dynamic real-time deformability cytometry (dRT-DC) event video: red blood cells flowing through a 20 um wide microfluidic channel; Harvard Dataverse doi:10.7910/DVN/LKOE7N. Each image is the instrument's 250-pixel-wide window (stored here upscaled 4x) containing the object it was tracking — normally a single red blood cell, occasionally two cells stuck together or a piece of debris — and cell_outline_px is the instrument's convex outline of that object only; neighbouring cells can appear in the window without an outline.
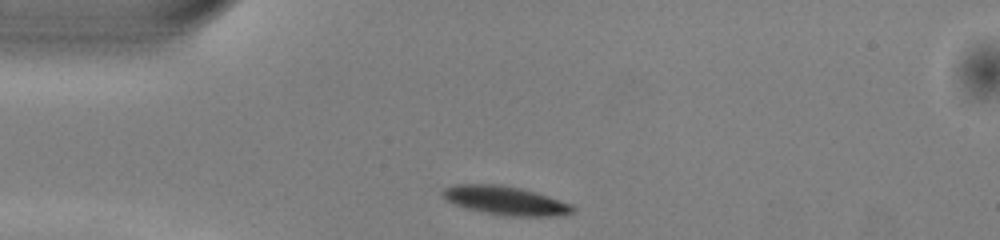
{"species": "common noctule bat (a hibernating species)", "species_latin": "Nyctalus noctula", "temperature_condition": "warm", "stored_images_in_passage": 39, "camera_frame_rate_fps": 3000, "um_per_image_px": 0.085, "animal": {"sex": "male", "body_mass_g": 13.0, "forearm_length_mm": 53.1}, "frame": {"image": 1, "passage_image": 1, "time_ms": 0.0, "image_size_px": [1000, 240], "cell_outline_px": [[576, 212], [556, 216], [512, 216], [488, 212], [468, 208], [452, 204], [444, 196], [444, 188], [456, 184], [496, 184], [520, 188], [536, 192], [572, 204], [576, 208]], "centroid_in_image_um": [43.03, 17.04], "position_along_channel_um": 42.0, "area_um2": 21.44}}
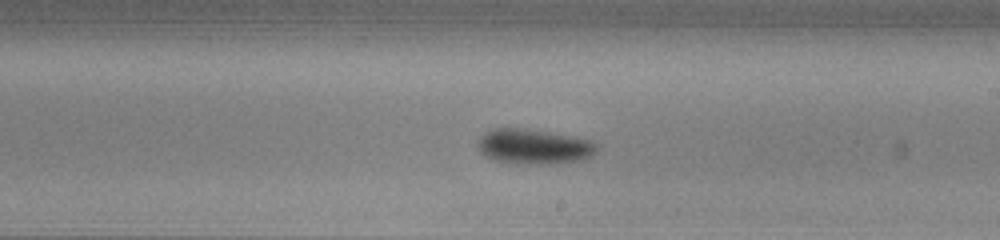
{"frame": {"image": 2, "passage_image": 18, "time_ms": 5.667, "image_size_px": [1000, 240], "cell_outline_px": [[600, 144], [592, 156], [580, 160], [552, 164], [524, 164], [492, 160], [484, 156], [480, 152], [476, 144], [480, 136], [492, 128], [520, 128], [548, 132], [572, 136], [592, 140]], "centroid_in_image_um": [45.37, 12.46], "position_along_channel_um": 243.6, "area_um2": 24.57}}
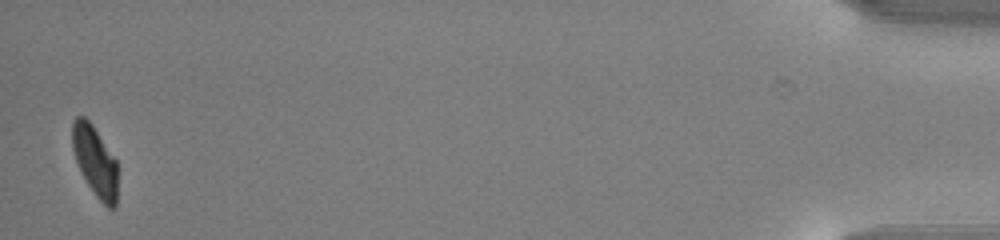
{"frame": {"image": 3, "passage_image": 39, "time_ms": 12.667, "image_size_px": [1000, 240], "cell_outline_px": [[116, 208], [108, 208], [96, 196], [80, 172], [72, 148], [72, 120], [76, 116], [84, 116], [92, 124], [116, 160]], "centroid_in_image_um": [8.05, 13.67], "position_along_channel_um": 427.2, "area_um2": 18.38}, "authors_computed_cell_mechanics": {"area_um2": 22.3686, "velocity_mm_per_s": 3.9826, "shape_relaxation_time_tau1_ms": 1.7822, "shape_relaxation_time_tau2_ms": null, "deformation_change_tau1": 0.1056, "deformation_change_tau2": null}}